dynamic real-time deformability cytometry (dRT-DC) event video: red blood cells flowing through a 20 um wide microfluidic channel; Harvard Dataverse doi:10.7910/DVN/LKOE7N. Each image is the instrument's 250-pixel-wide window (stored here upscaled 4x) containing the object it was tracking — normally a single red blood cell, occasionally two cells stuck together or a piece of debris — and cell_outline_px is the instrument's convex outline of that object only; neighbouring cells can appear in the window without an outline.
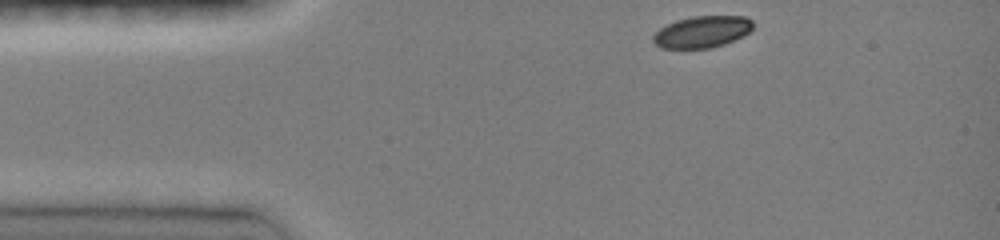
{"species": "common noctule bat (a hibernating species)", "species_latin": "Nyctalus noctula", "temperature_condition": "room temperature", "stored_images_in_passage": 36, "camera_frame_rate_fps": 3000, "um_per_image_px": 0.085, "animal": {"sex": "female", "body_mass_g": 19.0, "forearm_length_mm": 51.5}, "frame": {"image": 1, "passage_image": 1, "time_ms": 0.0, "image_size_px": [1000, 240], "cell_outline_px": [[752, 28], [744, 36], [724, 44], [712, 48], [660, 48], [652, 40], [652, 36], [660, 28], [676, 20], [692, 16], [744, 16], [752, 20]], "centroid_in_image_um": [59.67, 2.71], "position_along_channel_um": 25.3, "area_um2": 18.44}}
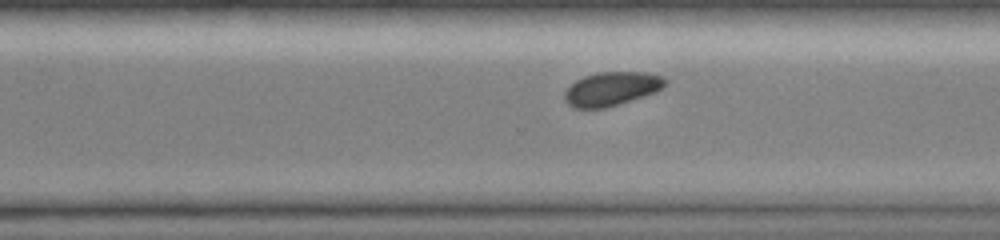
{"frame": {"image": 2, "passage_image": 27, "time_ms": 8.667, "image_size_px": [1000, 240], "cell_outline_px": [[668, 80], [656, 92], [604, 108], [572, 108], [564, 100], [564, 92], [576, 80], [584, 76], [596, 72], [648, 72], [664, 76]], "centroid_in_image_um": [51.97, 7.53], "position_along_channel_um": 318.6, "area_um2": 19.77}}
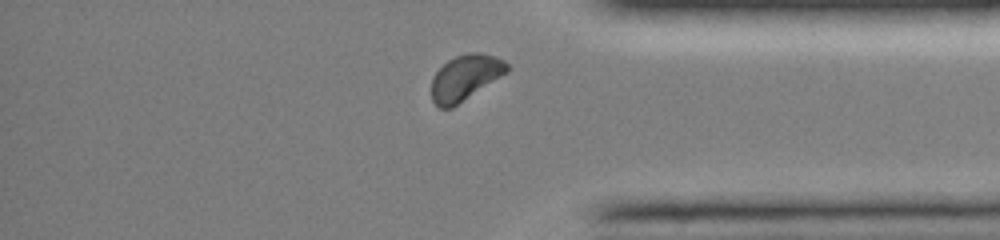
{"frame": {"image": 3, "passage_image": 33, "time_ms": 10.667, "image_size_px": [1000, 240], "cell_outline_px": [[508, 72], [452, 108], [440, 108], [432, 100], [432, 80], [436, 72], [448, 60], [456, 56], [468, 52], [480, 52], [504, 60], [508, 64]], "centroid_in_image_um": [39.55, 6.59], "position_along_channel_um": 395.6, "area_um2": 19.83}, "authors_computed_cell_mechanics": {"area_um2": 20.2878, "velocity_mm_per_s": 3.9893, "shape_relaxation_time_tau1_ms": 2.1294, "shape_relaxation_time_tau2_ms": null, "deformation_change_tau1": 0.0589, "deformation_change_tau2": null}}